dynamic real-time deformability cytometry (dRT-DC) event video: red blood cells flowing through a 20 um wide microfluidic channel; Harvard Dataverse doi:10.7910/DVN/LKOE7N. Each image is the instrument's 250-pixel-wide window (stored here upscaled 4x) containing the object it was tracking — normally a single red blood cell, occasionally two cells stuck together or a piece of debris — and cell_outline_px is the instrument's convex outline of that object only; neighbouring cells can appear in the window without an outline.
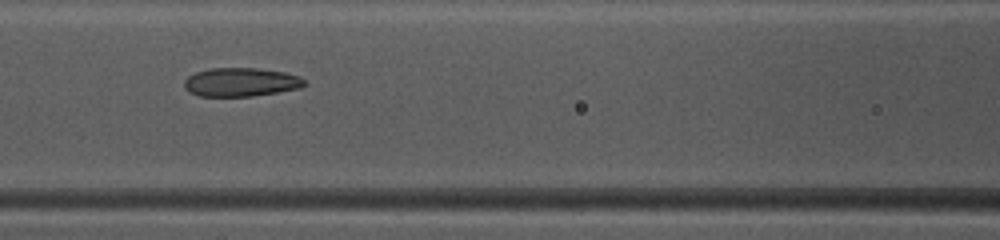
{"species": "common noctule bat (a hibernating species)", "species_latin": "Nyctalus noctula", "temperature_condition": "warm", "stored_images_in_passage": 34, "camera_frame_rate_fps": 3000, "um_per_image_px": 0.085, "animal": {"sex": "female", "body_mass_g": 10.0, "forearm_length_mm": 53.1}, "frame": {"image": 1, "passage_image": 9, "time_ms": 2.667, "image_size_px": [1000, 240], "cell_outline_px": [[308, 84], [300, 88], [252, 96], [200, 96], [184, 88], [184, 80], [188, 76], [196, 72], [212, 68], [256, 68], [284, 72], [300, 76]], "centroid_in_image_um": [20.49, 6.98], "position_along_channel_um": 146.1, "area_um2": 20.0}}
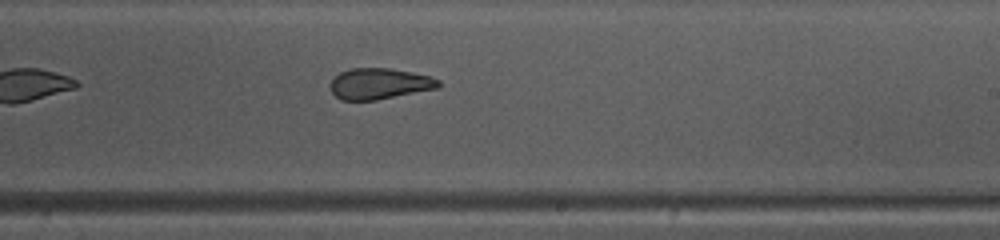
{"frame": {"image": 2, "passage_image": 17, "time_ms": 5.333, "image_size_px": [1000, 240], "cell_outline_px": [[440, 88], [376, 100], [340, 100], [332, 92], [332, 80], [340, 72], [348, 68], [392, 68], [432, 76], [440, 80]], "centroid_in_image_um": [32.3, 7.11], "position_along_channel_um": 256.7, "area_um2": 19.65}}
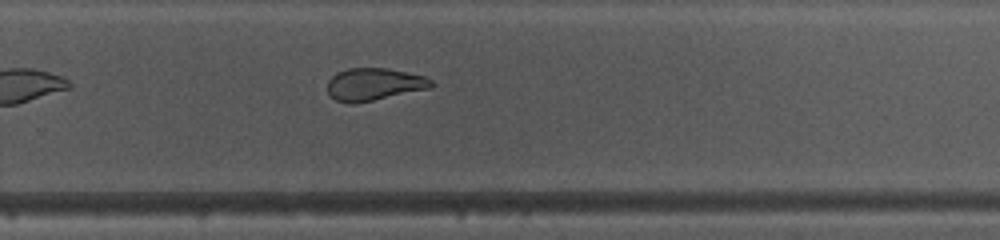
{"frame": {"image": 3, "passage_image": 20, "time_ms": 6.333, "image_size_px": [1000, 240], "cell_outline_px": [[436, 84], [432, 88], [356, 104], [348, 104], [336, 100], [328, 92], [328, 80], [336, 72], [348, 68], [388, 68], [424, 76], [432, 80]], "centroid_in_image_um": [31.82, 7.17], "position_along_channel_um": 298.0, "area_um2": 19.88}, "authors_computed_cell_mechanics": {"area_um2": 20.7502, "velocity_mm_per_s": 4.1508, "shape_relaxation_time_tau1_ms": null, "shape_relaxation_time_tau2_ms": 1.246, "deformation_change_tau1": null, "deformation_change_tau2": 0.0643}}